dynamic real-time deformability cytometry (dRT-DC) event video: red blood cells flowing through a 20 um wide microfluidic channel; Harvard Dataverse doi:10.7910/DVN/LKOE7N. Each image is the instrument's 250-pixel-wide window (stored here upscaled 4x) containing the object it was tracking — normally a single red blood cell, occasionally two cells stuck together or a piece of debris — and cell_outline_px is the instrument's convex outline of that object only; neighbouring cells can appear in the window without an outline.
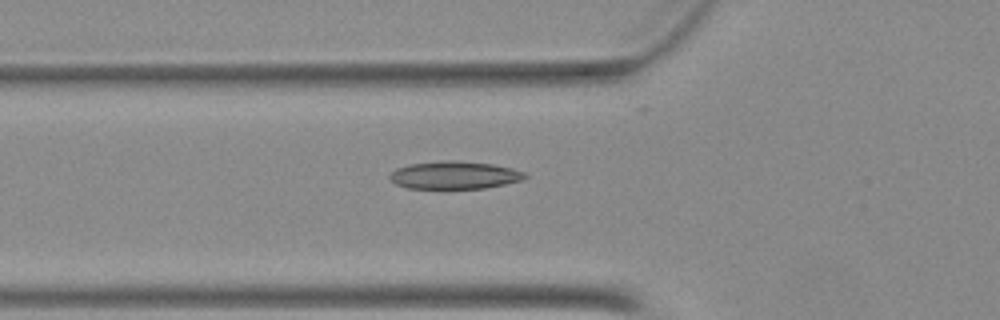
{"species": "Egyptian fruit bat (a non-hibernating species)", "species_latin": "Rousettus aegyptiacus", "temperature_condition": "warm", "stored_images_in_passage": 50, "camera_frame_rate_fps": 3000, "um_per_image_px": 0.085, "animal": {"sex": "female"}, "frame": {"image": 1, "passage_image": 18, "time_ms": 5.667, "image_size_px": [1000, 320], "cell_outline_px": [[528, 176], [524, 180], [484, 188], [408, 188], [396, 184], [388, 176], [396, 168], [412, 164], [452, 160], [492, 164], [512, 168], [524, 172]], "centroid_in_image_um": [38.66, 14.89], "position_along_channel_um": 87.1, "area_um2": 21.56}}
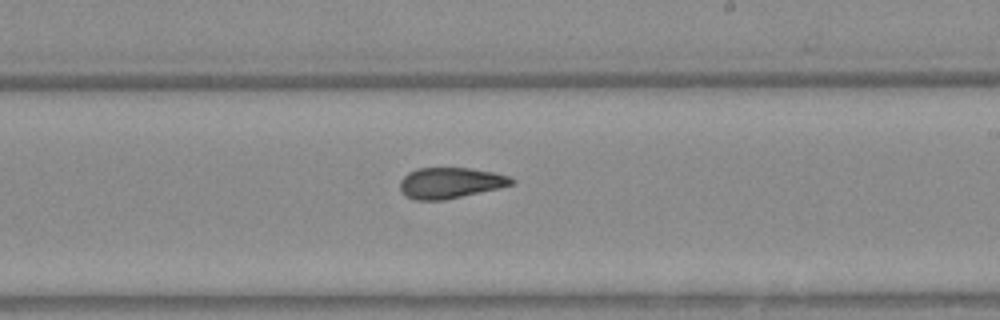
{"frame": {"image": 2, "passage_image": 30, "time_ms": 9.667, "image_size_px": [1000, 320], "cell_outline_px": [[516, 180], [512, 184], [496, 188], [444, 200], [416, 200], [400, 192], [400, 180], [408, 172], [416, 168], [468, 168], [492, 172], [508, 176]], "centroid_in_image_um": [38.22, 15.54], "position_along_channel_um": 250.8, "area_um2": 19.77}}
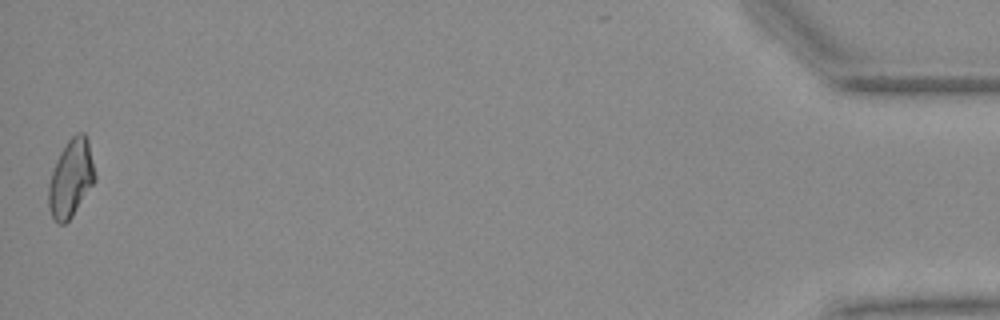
{"frame": {"image": 3, "passage_image": 50, "time_ms": 16.333, "image_size_px": [1000, 320], "cell_outline_px": [[96, 180], [72, 216], [64, 224], [60, 224], [52, 216], [48, 208], [48, 184], [56, 160], [60, 152], [68, 140], [76, 132], [84, 132], [88, 140], [96, 176]], "centroid_in_image_um": [6.03, 15.14], "position_along_channel_um": 429.2, "area_um2": 20.92}}